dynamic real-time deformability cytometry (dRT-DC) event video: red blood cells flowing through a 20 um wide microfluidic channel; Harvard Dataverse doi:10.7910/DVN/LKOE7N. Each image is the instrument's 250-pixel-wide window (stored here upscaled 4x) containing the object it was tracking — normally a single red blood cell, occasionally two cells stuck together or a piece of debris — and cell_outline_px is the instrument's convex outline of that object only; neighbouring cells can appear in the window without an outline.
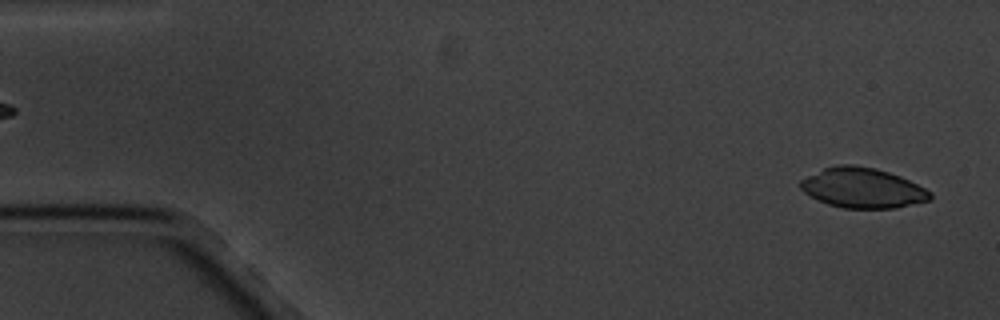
{"species": "common noctule bat (a hibernating species)", "species_latin": "Nyctalus noctula", "temperature_condition": "cold", "stored_images_in_passage": 6, "segment_of_instrument_passage": [2, 2], "camera_frame_rate_fps": 3000, "um_per_image_px": 0.085, "animal": {"sex": "male", "body_mass_g": 20.1, "forearm_length_mm": 53.5}, "frame": {"image": 1, "passage_image": 6, "time_ms": 5.667, "image_size_px": [1000, 320], "cell_outline_px": [[932, 200], [896, 208], [844, 208], [828, 204], [804, 192], [800, 188], [800, 180], [824, 168], [836, 164], [852, 164], [876, 168], [900, 176], [932, 192]], "centroid_in_image_um": [73.34, 15.97], "position_along_channel_um": 11.7, "area_um2": 30.17}}